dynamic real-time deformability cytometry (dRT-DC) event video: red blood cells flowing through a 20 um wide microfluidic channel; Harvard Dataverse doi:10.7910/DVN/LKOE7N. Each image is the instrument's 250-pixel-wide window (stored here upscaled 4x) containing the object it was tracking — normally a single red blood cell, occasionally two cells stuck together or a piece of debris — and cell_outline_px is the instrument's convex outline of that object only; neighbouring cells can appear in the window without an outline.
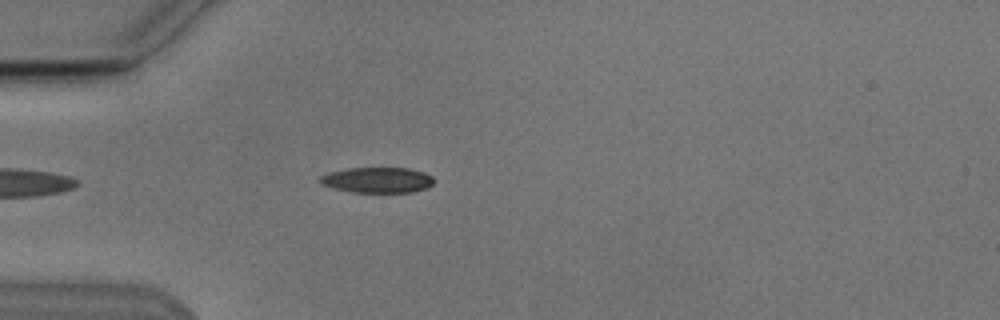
{"species": "Egyptian fruit bat (a non-hibernating species)", "species_latin": "Rousettus aegyptiacus", "temperature_condition": "cold", "stored_images_in_passage": 4, "camera_frame_rate_fps": 3000, "um_per_image_px": 0.085, "animal": {"sex": "male"}, "frame": {"image": 1, "passage_image": 4, "time_ms": 4.333, "image_size_px": [1000, 320], "cell_outline_px": [[432, 184], [428, 188], [412, 192], [352, 192], [320, 184], [320, 176], [328, 172], [348, 168], [408, 168], [424, 172], [432, 176]], "centroid_in_image_um": [32.08, 15.3], "position_along_channel_um": 52.9, "area_um2": 16.88}}